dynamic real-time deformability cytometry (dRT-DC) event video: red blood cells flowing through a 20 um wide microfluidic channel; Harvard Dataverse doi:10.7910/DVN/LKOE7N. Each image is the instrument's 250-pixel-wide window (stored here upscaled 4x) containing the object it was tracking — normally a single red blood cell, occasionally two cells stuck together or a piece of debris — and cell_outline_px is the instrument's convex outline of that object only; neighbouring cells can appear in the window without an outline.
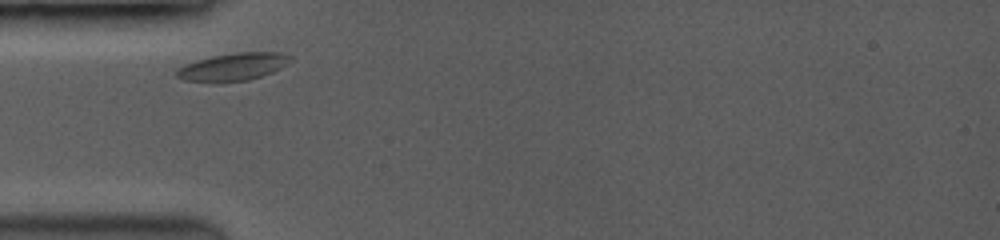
{"species": "common noctule bat (a hibernating species)", "species_latin": "Nyctalus noctula", "temperature_condition": "room temperature", "stored_images_in_passage": 9, "camera_frame_rate_fps": 3500, "um_per_image_px": 0.085, "animal": {"sex": "female", "body_mass_g": 19.0, "forearm_length_mm": 53.3}, "frame": {"image": 1, "passage_image": 1, "time_ms": 0.0, "image_size_px": [1000, 240], "cell_outline_px": [[292, 60], [288, 64], [272, 72], [248, 80], [184, 80], [176, 76], [176, 68], [184, 64], [196, 60], [212, 56], [236, 52], [280, 52], [292, 56]], "centroid_in_image_um": [19.85, 5.63], "position_along_channel_um": 65.2, "area_um2": 17.86}}
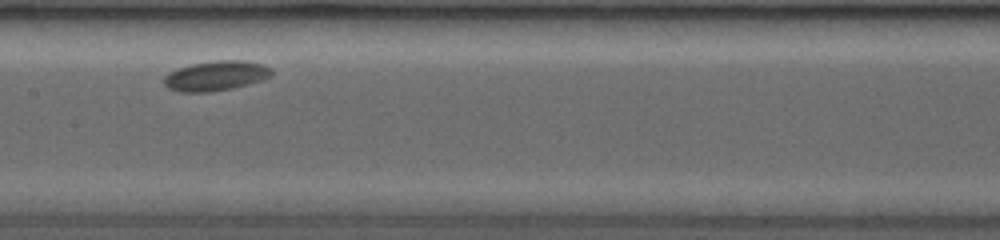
{"frame": {"image": 2, "passage_image": 4, "time_ms": 3.429, "image_size_px": [1000, 240], "cell_outline_px": [[272, 76], [248, 84], [232, 88], [204, 92], [184, 92], [168, 88], [164, 84], [164, 76], [168, 72], [192, 64], [212, 60], [244, 60], [264, 64], [272, 68]], "centroid_in_image_um": [18.37, 6.42], "position_along_channel_um": 189.0, "area_um2": 18.67}}
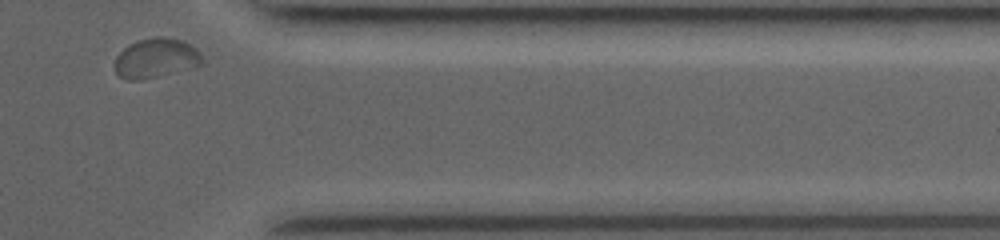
{"frame": {"image": 3, "passage_image": 9, "time_ms": 9.143, "image_size_px": [1000, 240], "cell_outline_px": [[200, 64], [144, 80], [128, 80], [116, 76], [116, 56], [124, 48], [140, 40], [156, 36], [160, 36], [180, 40], [188, 44], [200, 56]], "centroid_in_image_um": [13.15, 4.96], "position_along_channel_um": 398.2, "area_um2": 19.36}}